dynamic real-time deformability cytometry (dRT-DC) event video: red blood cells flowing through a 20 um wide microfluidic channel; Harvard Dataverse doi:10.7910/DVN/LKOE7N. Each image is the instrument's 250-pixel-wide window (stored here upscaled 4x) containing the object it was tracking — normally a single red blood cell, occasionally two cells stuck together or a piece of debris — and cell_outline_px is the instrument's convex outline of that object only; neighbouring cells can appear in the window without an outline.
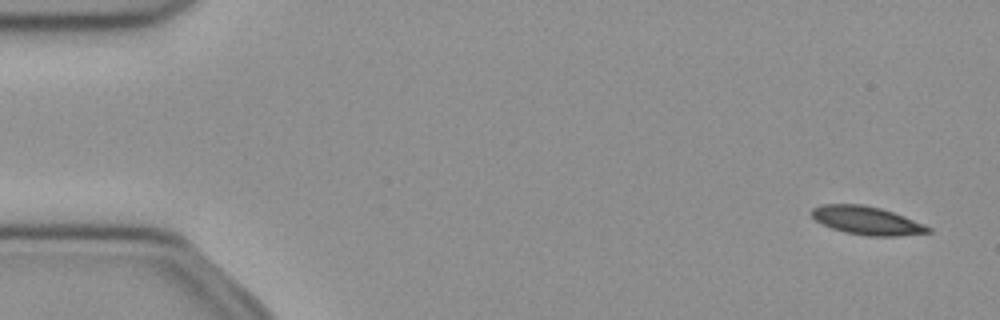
{"species": "common noctule bat (a hibernating species)", "species_latin": "Nyctalus noctula", "temperature_condition": "cold", "stored_images_in_passage": 51, "camera_frame_rate_fps": 3000, "um_per_image_px": 0.085, "animal": {"sex": "female", "body_mass_g": 21.9}, "frame": {"image": 1, "passage_image": 1, "time_ms": 0.0, "image_size_px": [1000, 320], "cell_outline_px": [[932, 232], [896, 236], [868, 236], [844, 232], [832, 228], [816, 220], [808, 212], [812, 208], [820, 204], [860, 204], [880, 208], [904, 216], [924, 224], [932, 228]], "centroid_in_image_um": [73.66, 18.74], "position_along_channel_um": 11.3, "area_um2": 19.19}}
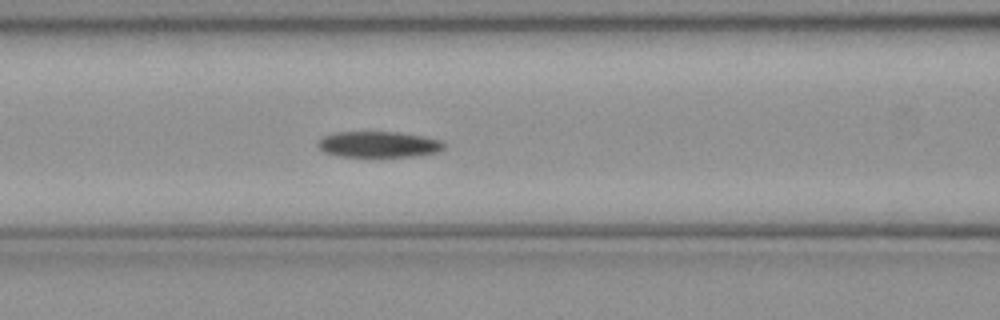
{"frame": {"image": 2, "passage_image": 20, "time_ms": 6.333, "image_size_px": [1000, 320], "cell_outline_px": [[448, 144], [444, 148], [436, 152], [416, 156], [340, 156], [324, 152], [316, 144], [324, 136], [332, 132], [400, 132], [424, 136], [444, 140]], "centroid_in_image_um": [32.24, 12.26], "position_along_channel_um": 134.4, "area_um2": 19.19}}
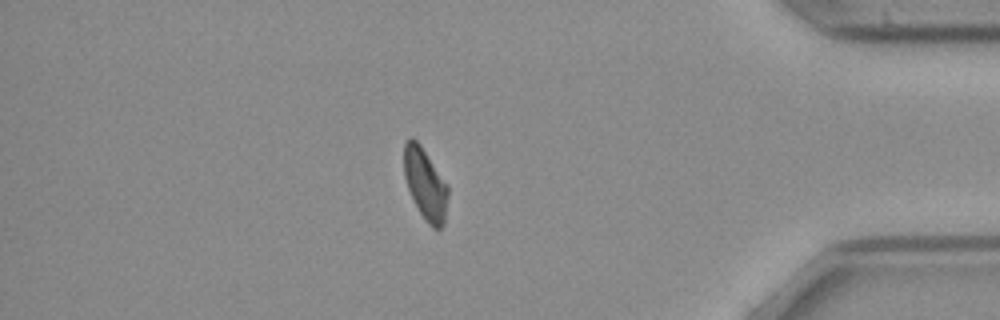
{"frame": {"image": 3, "passage_image": 43, "time_ms": 14.0, "image_size_px": [1000, 320], "cell_outline_px": [[448, 192], [444, 224], [440, 228], [432, 228], [428, 224], [420, 212], [408, 188], [404, 176], [404, 144], [412, 136], [420, 144], [448, 184]], "centroid_in_image_um": [36.16, 15.63], "position_along_channel_um": 399.0, "area_um2": 18.09}, "authors_computed_cell_mechanics": {"area_um2": 19.4208, "velocity_mm_per_s": 3.9545, "shape_relaxation_time_tau1_ms": 4.5387, "shape_relaxation_time_tau2_ms": null, "deformation_change_tau1": 0.1338, "deformation_change_tau2": null}}